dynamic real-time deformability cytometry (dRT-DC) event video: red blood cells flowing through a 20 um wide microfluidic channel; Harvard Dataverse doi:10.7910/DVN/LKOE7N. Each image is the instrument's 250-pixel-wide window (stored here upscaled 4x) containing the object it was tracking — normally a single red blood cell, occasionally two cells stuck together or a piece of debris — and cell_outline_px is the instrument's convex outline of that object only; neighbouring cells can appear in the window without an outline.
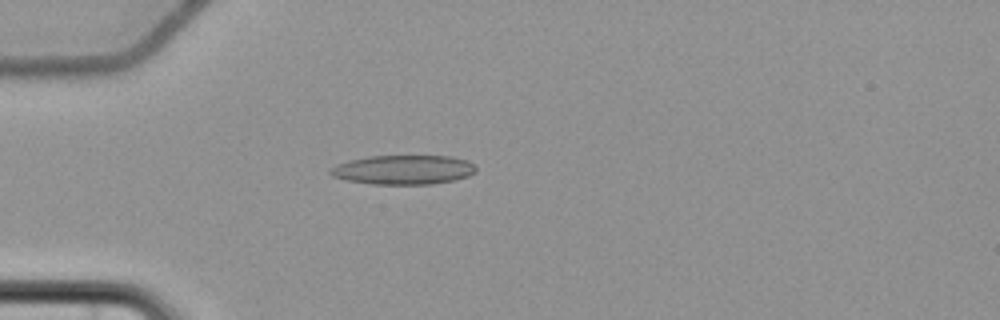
{"species": "common noctule bat (a hibernating species)", "species_latin": "Nyctalus noctula", "temperature_condition": "cold", "stored_images_in_passage": 1, "camera_frame_rate_fps": 3000, "um_per_image_px": 0.085, "animal": {"sex": "female", "body_mass_g": 22.7, "forearm_length_mm": 54.2}, "frame": {"image": 1, "passage_image": 1, "time_ms": 0.0, "image_size_px": [1000, 320], "cell_outline_px": [[476, 172], [468, 176], [456, 180], [432, 184], [372, 184], [344, 180], [332, 176], [328, 172], [328, 168], [336, 164], [368, 156], [452, 156], [468, 160], [476, 168]], "centroid_in_image_um": [34.28, 14.43], "position_along_channel_um": 50.7, "area_um2": 25.09}}